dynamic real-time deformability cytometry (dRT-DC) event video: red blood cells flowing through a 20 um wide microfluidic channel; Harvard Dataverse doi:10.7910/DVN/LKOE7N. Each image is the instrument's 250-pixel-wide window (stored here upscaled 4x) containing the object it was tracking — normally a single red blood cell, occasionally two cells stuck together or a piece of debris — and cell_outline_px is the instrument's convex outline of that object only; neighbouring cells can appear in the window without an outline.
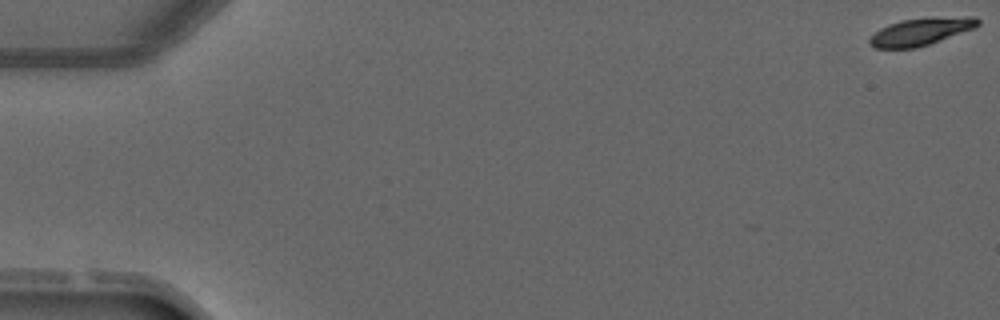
{"species": "common noctule bat (a hibernating species)", "species_latin": "Nyctalus noctula", "temperature_condition": "warm", "stored_images_in_passage": 6, "camera_frame_rate_fps": 3000, "um_per_image_px": 0.085, "animal": {"sex": "male", "forearm_length_mm": 52.5}, "frame": {"image": 1, "passage_image": 1, "time_ms": 0.0, "image_size_px": [1000, 320], "cell_outline_px": [[980, 24], [972, 28], [928, 44], [916, 48], [876, 48], [868, 44], [868, 40], [880, 28], [888, 24], [900, 20], [932, 16], [976, 16], [980, 20]], "centroid_in_image_um": [78.26, 2.65], "position_along_channel_um": 6.7, "area_um2": 17.34}}
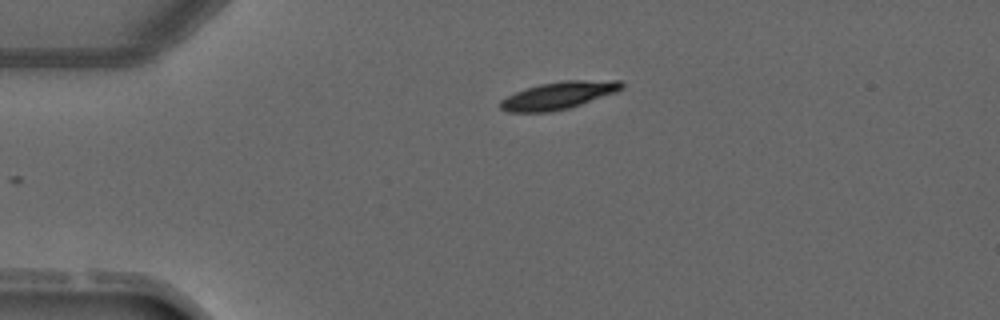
{"frame": {"image": 2, "passage_image": 4, "time_ms": 3.333, "image_size_px": [1000, 320], "cell_outline_px": [[624, 88], [616, 92], [568, 108], [552, 112], [508, 112], [500, 108], [500, 100], [516, 92], [540, 84], [564, 80], [620, 80], [624, 84]], "centroid_in_image_um": [47.5, 8.1], "position_along_channel_um": 37.5, "area_um2": 19.25}}
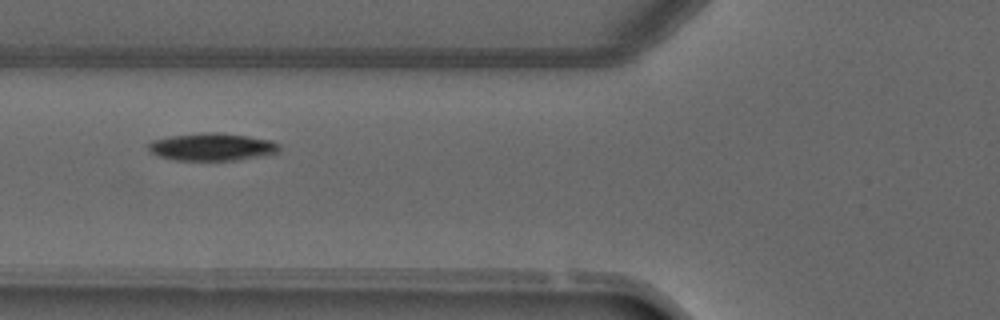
{"frame": {"image": 3, "passage_image": 6, "time_ms": 5.667, "image_size_px": [1000, 320], "cell_outline_px": [[280, 148], [276, 152], [260, 156], [236, 160], [176, 160], [160, 156], [152, 152], [148, 148], [148, 144], [152, 140], [172, 136], [204, 132], [220, 132], [248, 136], [272, 140], [280, 144]], "centroid_in_image_um": [18.04, 12.47], "position_along_channel_um": 107.8, "area_um2": 20.87}}